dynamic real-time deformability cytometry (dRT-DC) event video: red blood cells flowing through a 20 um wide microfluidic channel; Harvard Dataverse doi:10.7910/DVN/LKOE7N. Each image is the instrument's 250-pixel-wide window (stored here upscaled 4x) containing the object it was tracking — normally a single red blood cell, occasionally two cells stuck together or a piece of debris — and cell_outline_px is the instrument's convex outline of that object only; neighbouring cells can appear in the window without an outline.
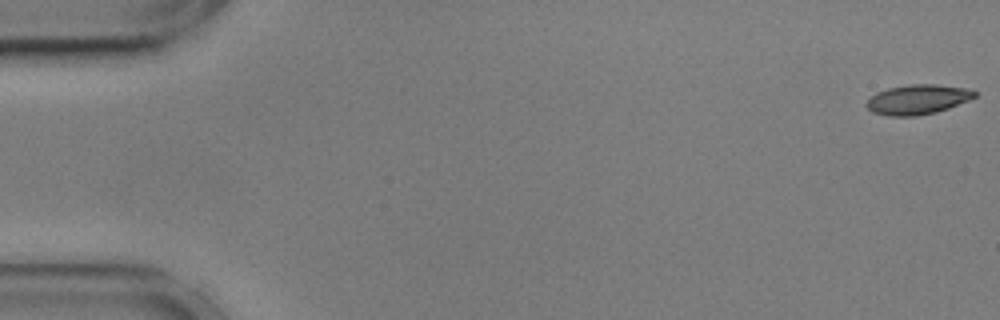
{"species": "common noctule bat (a hibernating species)", "species_latin": "Nyctalus noctula", "temperature_condition": "cold", "stored_images_in_passage": 16, "camera_frame_rate_fps": 3000, "um_per_image_px": 0.085, "animal": {"sex": "male", "body_mass_g": 17.9, "forearm_length_mm": 54.2}, "frame": {"image": 1, "passage_image": 1, "time_ms": 0.0, "image_size_px": [1000, 320], "cell_outline_px": [[976, 96], [968, 100], [948, 108], [936, 112], [916, 116], [888, 116], [872, 112], [864, 104], [876, 92], [888, 88], [908, 84], [936, 84], [964, 88], [976, 92]], "centroid_in_image_um": [77.96, 8.45], "position_along_channel_um": 7.0, "area_um2": 18.67}}
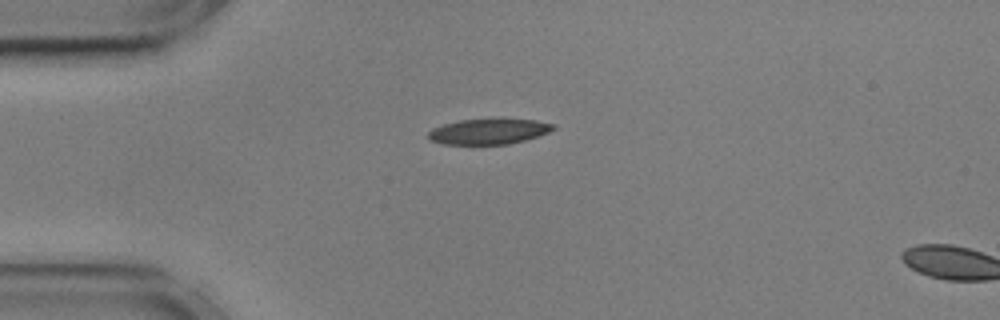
{"frame": {"image": 2, "passage_image": 14, "time_ms": 4.333, "image_size_px": [1000, 320], "cell_outline_px": [[556, 128], [548, 132], [524, 140], [508, 144], [444, 144], [428, 140], [428, 132], [432, 128], [444, 124], [460, 120], [536, 120], [556, 124]], "centroid_in_image_um": [41.51, 11.19], "position_along_channel_um": 43.5, "area_um2": 18.21}}